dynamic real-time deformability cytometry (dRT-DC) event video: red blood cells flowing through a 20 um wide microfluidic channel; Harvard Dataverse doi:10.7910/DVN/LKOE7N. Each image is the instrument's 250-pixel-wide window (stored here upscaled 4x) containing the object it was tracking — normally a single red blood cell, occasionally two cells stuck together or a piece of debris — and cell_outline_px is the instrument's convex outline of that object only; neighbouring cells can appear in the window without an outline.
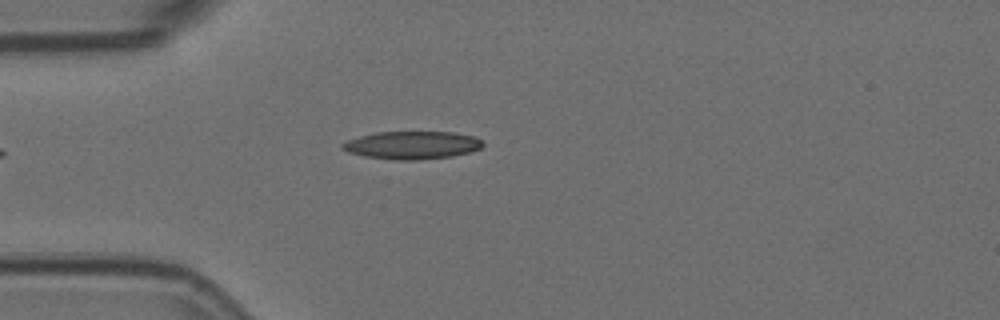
{"species": "Egyptian fruit bat (a non-hibernating species)", "species_latin": "Rousettus aegyptiacus", "temperature_condition": "room temperature", "stored_images_in_passage": 40, "camera_frame_rate_fps": 3000, "um_per_image_px": 0.085, "animal": {"sex": "female"}, "frame": {"image": 1, "passage_image": 2, "time_ms": 0.333, "image_size_px": [1000, 320], "cell_outline_px": [[484, 144], [480, 148], [472, 152], [452, 156], [416, 160], [396, 160], [364, 156], [348, 152], [340, 148], [340, 144], [348, 140], [360, 136], [376, 132], [456, 132], [476, 136]], "centroid_in_image_um": [35.04, 12.33], "position_along_channel_um": 50.0, "area_um2": 22.95}}
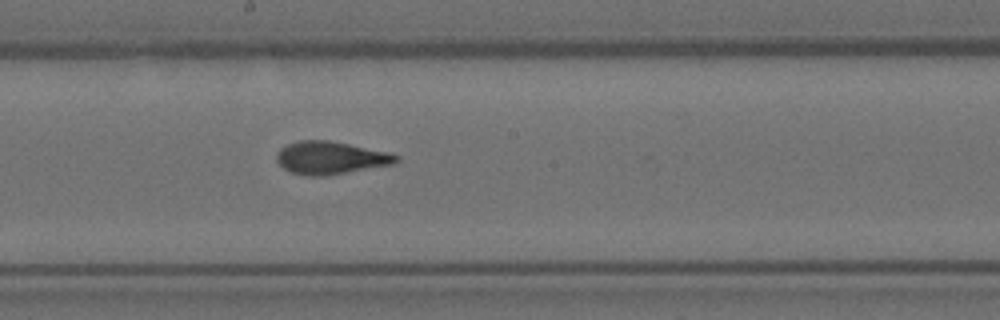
{"frame": {"image": 2, "passage_image": 17, "time_ms": 5.333, "image_size_px": [1000, 320], "cell_outline_px": [[400, 160], [396, 164], [324, 176], [308, 176], [292, 172], [284, 168], [276, 160], [276, 152], [280, 148], [288, 144], [300, 140], [328, 140], [388, 152], [400, 156]], "centroid_in_image_um": [28.12, 13.42], "position_along_channel_um": 220.1, "area_um2": 22.83}}
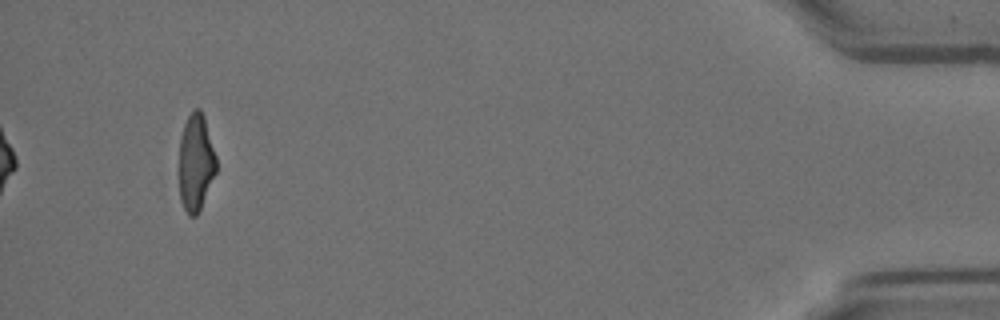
{"frame": {"image": 3, "passage_image": 40, "time_ms": 13.0, "image_size_px": [1000, 320], "cell_outline_px": [[216, 172], [200, 208], [196, 216], [188, 216], [180, 200], [180, 136], [184, 124], [188, 116], [196, 108], [200, 108], [204, 116], [216, 156]], "centroid_in_image_um": [16.64, 13.8], "position_along_channel_um": 418.6, "area_um2": 20.75}, "authors_computed_cell_mechanics": {"area_um2": 22.2819, "velocity_mm_per_s": 3.5825, "shape_relaxation_time_tau1_ms": 5.7028, "shape_relaxation_time_tau2_ms": 1.5278, "deformation_change_tau1": 0.194, "deformation_change_tau2": 0.0806}}